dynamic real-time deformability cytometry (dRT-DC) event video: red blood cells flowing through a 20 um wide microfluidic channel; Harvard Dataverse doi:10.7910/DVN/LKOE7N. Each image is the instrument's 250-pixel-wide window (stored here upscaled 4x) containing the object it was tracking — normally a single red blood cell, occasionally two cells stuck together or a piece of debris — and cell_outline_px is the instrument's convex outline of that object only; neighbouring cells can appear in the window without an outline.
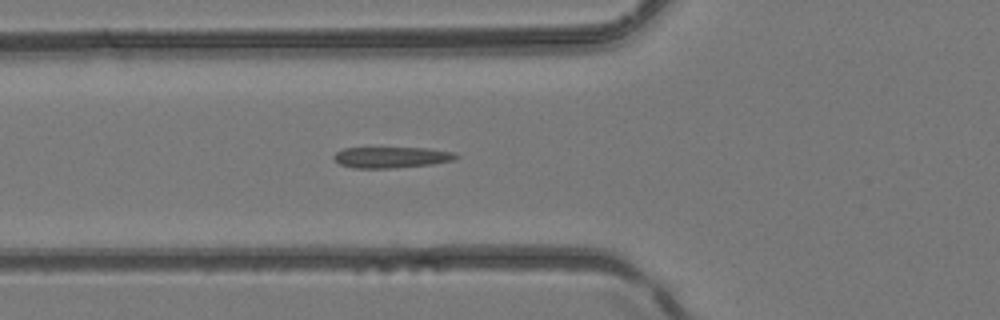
{"species": "common noctule bat (a hibernating species)", "species_latin": "Nyctalus noctula", "temperature_condition": "room temperature", "stored_images_in_passage": 29, "camera_frame_rate_fps": 3000, "um_per_image_px": 0.085, "animal": {"sex": "female", "body_mass_g": 24.6, "forearm_length_mm": 56.2}, "frame": {"image": 1, "passage_image": 2, "time_ms": 0.333, "image_size_px": [1000, 320], "cell_outline_px": [[460, 156], [452, 160], [432, 164], [392, 168], [352, 168], [340, 164], [332, 156], [336, 152], [344, 148], [428, 148], [452, 152]], "centroid_in_image_um": [33.25, 13.37], "position_along_channel_um": 92.6, "area_um2": 14.85}}
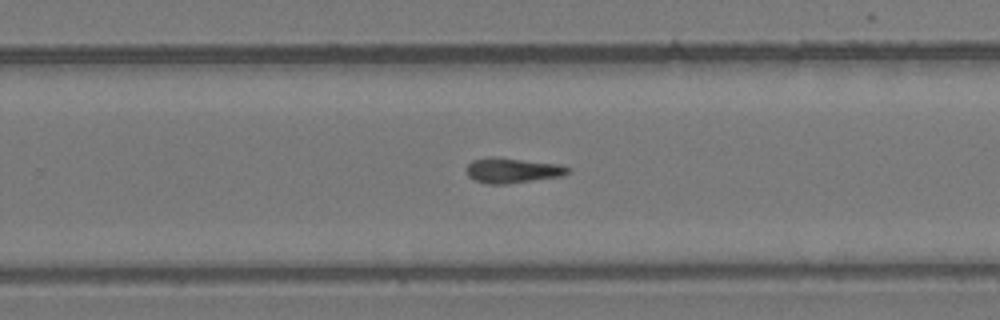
{"frame": {"image": 2, "passage_image": 14, "time_ms": 4.333, "image_size_px": [1000, 320], "cell_outline_px": [[572, 172], [564, 176], [508, 184], [488, 184], [476, 180], [468, 176], [468, 164], [472, 160], [492, 156], [560, 164], [572, 168]], "centroid_in_image_um": [43.64, 14.48], "position_along_channel_um": 286.2, "area_um2": 15.03}}
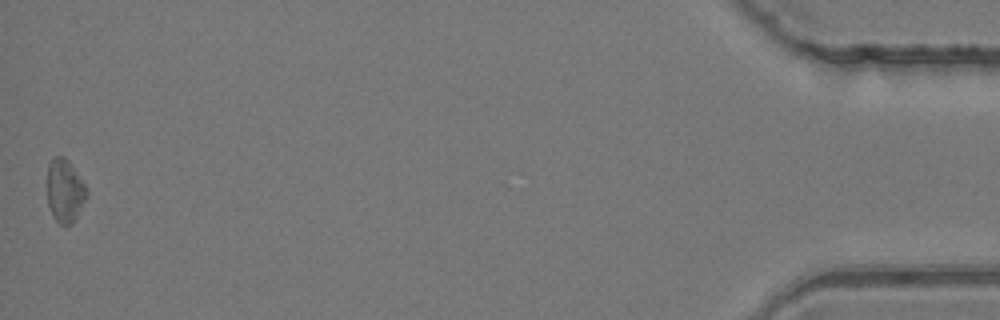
{"frame": {"image": 3, "passage_image": 29, "time_ms": 9.333, "image_size_px": [1000, 320], "cell_outline_px": [[88, 196], [72, 224], [60, 224], [52, 216], [48, 204], [48, 164], [56, 156], [64, 156], [68, 160], [88, 188]], "centroid_in_image_um": [5.53, 16.22], "position_along_channel_um": 429.7, "area_um2": 14.51}}